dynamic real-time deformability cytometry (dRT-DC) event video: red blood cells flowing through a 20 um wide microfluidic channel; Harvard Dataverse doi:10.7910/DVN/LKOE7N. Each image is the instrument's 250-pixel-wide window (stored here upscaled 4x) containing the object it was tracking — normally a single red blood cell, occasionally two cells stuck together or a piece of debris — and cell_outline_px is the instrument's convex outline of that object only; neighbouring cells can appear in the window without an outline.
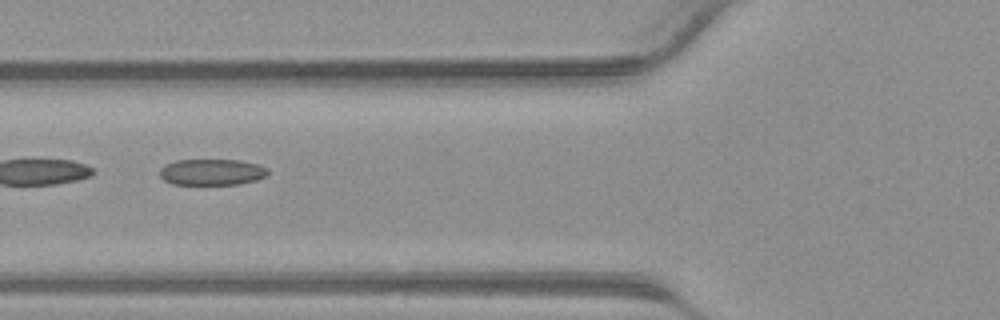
{"species": "common noctule bat (a hibernating species)", "species_latin": "Nyctalus noctula", "temperature_condition": "warm", "stored_images_in_passage": 38, "camera_frame_rate_fps": 3000, "um_per_image_px": 0.085, "animal": {"sex": "male", "body_mass_g": 23.1, "forearm_length_mm": 52.7}, "frame": {"image": 1, "passage_image": 14, "time_ms": 4.333, "image_size_px": [1000, 320], "cell_outline_px": [[268, 176], [256, 180], [240, 184], [172, 184], [164, 180], [160, 176], [160, 168], [164, 164], [176, 160], [240, 160], [256, 164], [268, 168]], "centroid_in_image_um": [18.01, 14.62], "position_along_channel_um": 107.8, "area_um2": 16.59}}
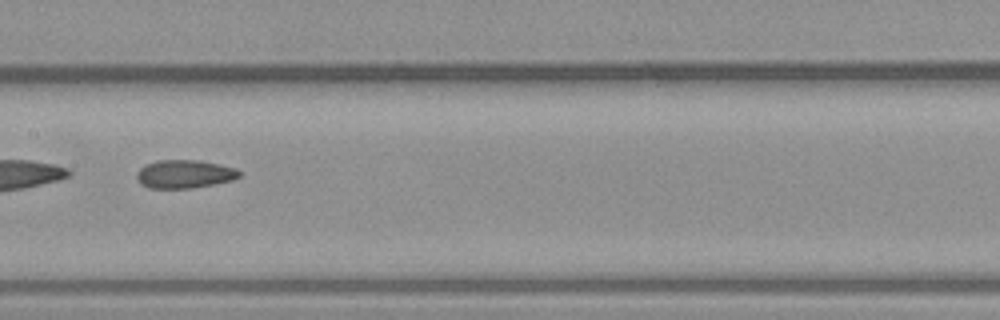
{"frame": {"image": 2, "passage_image": 19, "time_ms": 6.0, "image_size_px": [1000, 320], "cell_outline_px": [[240, 176], [232, 180], [192, 188], [148, 188], [140, 184], [136, 176], [136, 172], [144, 164], [156, 160], [200, 160], [220, 164], [236, 168], [240, 172]], "centroid_in_image_um": [15.64, 14.78], "position_along_channel_um": 191.8, "area_um2": 17.05}}
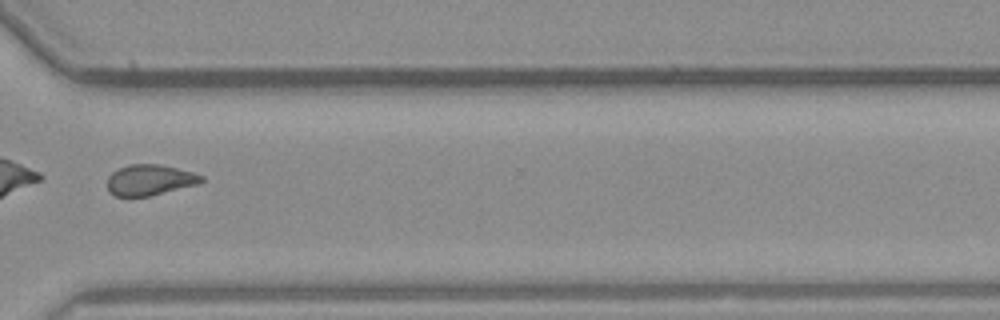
{"frame": {"image": 3, "passage_image": 29, "time_ms": 9.333, "image_size_px": [1000, 320], "cell_outline_px": [[204, 180], [200, 184], [148, 196], [116, 196], [108, 192], [108, 176], [112, 172], [128, 164], [160, 164], [192, 172], [204, 176]], "centroid_in_image_um": [12.74, 15.29], "position_along_channel_um": 357.9, "area_um2": 16.88}}